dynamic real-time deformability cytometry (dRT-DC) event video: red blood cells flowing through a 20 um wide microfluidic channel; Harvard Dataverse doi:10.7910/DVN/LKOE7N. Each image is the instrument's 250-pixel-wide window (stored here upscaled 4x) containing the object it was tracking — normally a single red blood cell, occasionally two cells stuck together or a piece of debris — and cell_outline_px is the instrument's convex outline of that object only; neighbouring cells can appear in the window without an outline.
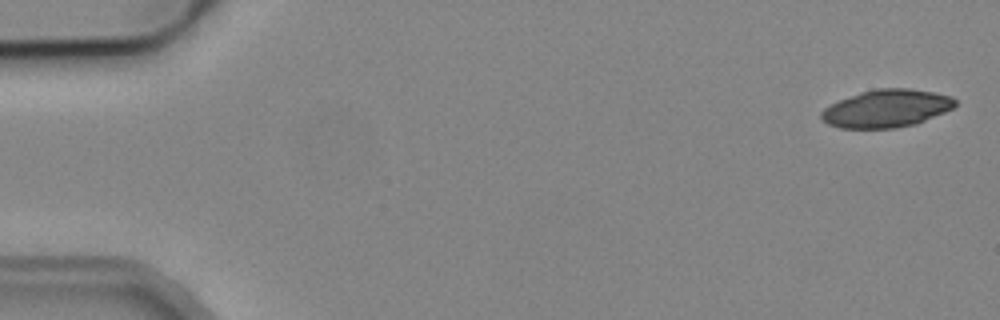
{"species": "common noctule bat (a hibernating species)", "species_latin": "Nyctalus noctula", "temperature_condition": "cold", "stored_images_in_passage": 4, "camera_frame_rate_fps": 3000, "um_per_image_px": 0.085, "animal": {"sex": "male", "body_mass_g": 19.2, "forearm_length_mm": 51.8}, "frame": {"image": 1, "passage_image": 1, "time_ms": 0.0, "image_size_px": [1000, 320], "cell_outline_px": [[956, 104], [952, 108], [944, 112], [916, 124], [896, 128], [840, 128], [828, 124], [820, 120], [820, 112], [824, 108], [840, 100], [860, 92], [876, 88], [908, 88], [932, 92], [952, 96], [956, 100]], "centroid_in_image_um": [75.33, 9.22], "position_along_channel_um": 9.7, "area_um2": 29.42}}